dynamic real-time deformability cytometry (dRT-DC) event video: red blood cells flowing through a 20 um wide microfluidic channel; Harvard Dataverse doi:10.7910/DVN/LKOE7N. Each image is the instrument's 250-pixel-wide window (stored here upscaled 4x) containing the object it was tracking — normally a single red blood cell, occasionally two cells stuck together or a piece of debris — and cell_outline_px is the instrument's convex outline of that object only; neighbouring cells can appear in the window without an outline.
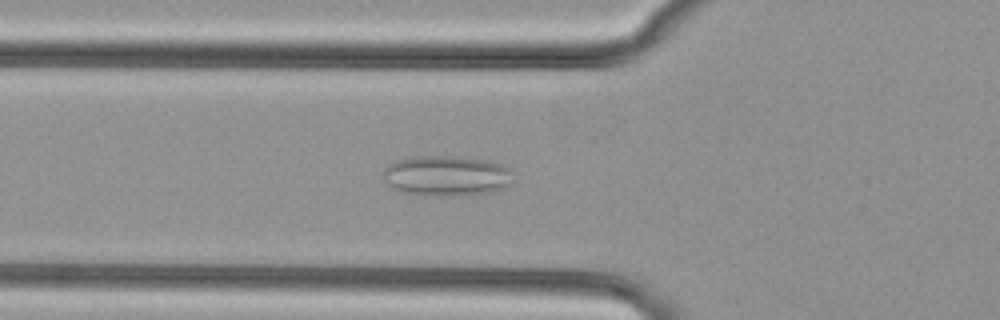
{"species": "common noctule bat (a hibernating species)", "species_latin": "Nyctalus noctula", "temperature_condition": "cold", "stored_images_in_passage": 52, "camera_frame_rate_fps": 3000, "um_per_image_px": 0.085, "animal": {"sex": "female", "body_mass_g": 29.2, "forearm_length_mm": 56.3}, "frame": {"image": 1, "passage_image": 18, "time_ms": 5.667, "image_size_px": [1000, 320], "cell_outline_px": [[512, 172], [508, 184], [504, 188], [488, 192], [440, 196], [400, 192], [392, 188], [384, 180], [384, 168], [388, 164], [396, 160], [412, 156], [456, 156], [488, 160], [500, 164], [508, 168]], "centroid_in_image_um": [37.89, 14.92], "position_along_channel_um": 87.9, "area_um2": 30.35}}
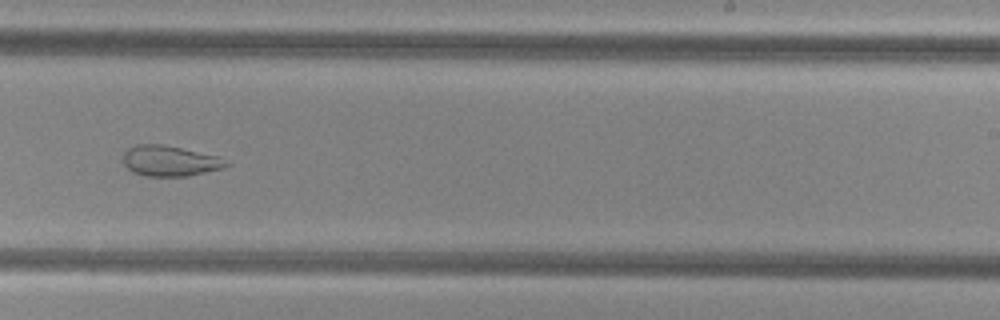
{"frame": {"image": 2, "passage_image": 32, "time_ms": 10.333, "image_size_px": [1000, 320], "cell_outline_px": [[232, 164], [224, 168], [188, 176], [148, 176], [132, 172], [124, 164], [124, 152], [128, 148], [136, 144], [164, 144], [220, 156]], "centroid_in_image_um": [14.48, 13.67], "position_along_channel_um": 274.5, "area_um2": 18.55}}
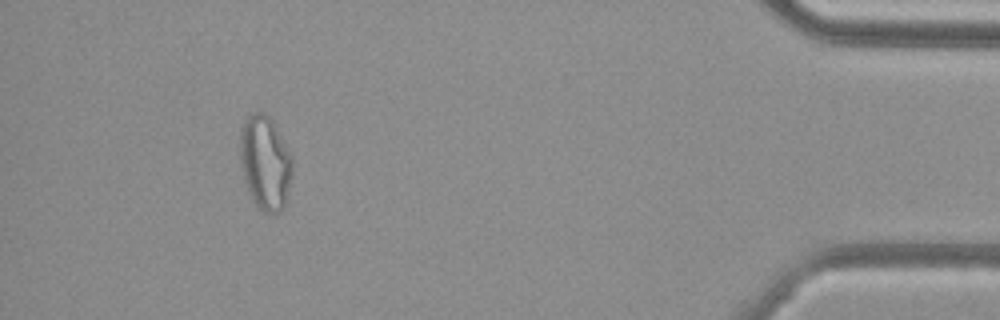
{"frame": {"image": 3, "passage_image": 47, "time_ms": 15.333, "image_size_px": [1000, 320], "cell_outline_px": [[292, 172], [288, 200], [284, 208], [280, 212], [264, 212], [252, 200], [248, 192], [244, 180], [240, 164], [240, 128], [244, 120], [252, 112], [264, 112], [272, 120], [292, 156]], "centroid_in_image_um": [22.54, 13.84], "position_along_channel_um": 412.7, "area_um2": 29.07}}